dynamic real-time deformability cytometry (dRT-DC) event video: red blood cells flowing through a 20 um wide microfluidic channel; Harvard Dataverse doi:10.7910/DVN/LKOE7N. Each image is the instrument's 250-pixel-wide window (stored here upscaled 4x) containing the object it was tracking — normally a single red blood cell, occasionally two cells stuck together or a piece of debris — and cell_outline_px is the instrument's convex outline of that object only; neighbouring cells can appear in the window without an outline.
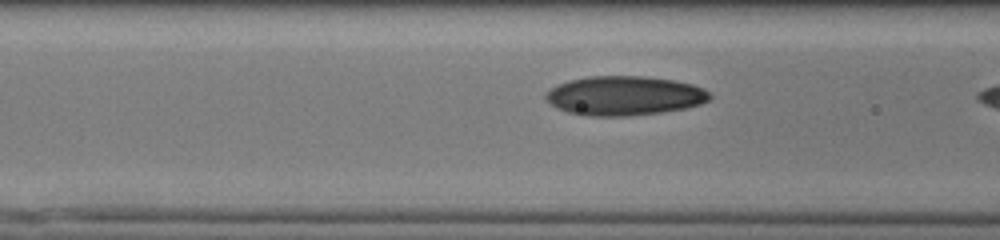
{"species": "human", "species_latin": "Homo sapiens", "temperature_condition": "cold", "stored_images_in_passage": 16, "camera_frame_rate_fps": 3000, "um_per_image_px": 0.085, "donor": {"sex": "male"}, "frame": {"image": 1, "passage_image": 15, "time_ms": 4.667, "image_size_px": [1000, 240], "cell_outline_px": [[712, 96], [708, 100], [700, 104], [684, 108], [660, 112], [624, 116], [584, 116], [568, 112], [556, 108], [544, 96], [544, 92], [556, 84], [568, 80], [588, 76], [644, 76], [672, 80], [692, 84], [704, 88]], "centroid_in_image_um": [53.02, 8.13], "position_along_channel_um": 113.6, "area_um2": 37.63}}